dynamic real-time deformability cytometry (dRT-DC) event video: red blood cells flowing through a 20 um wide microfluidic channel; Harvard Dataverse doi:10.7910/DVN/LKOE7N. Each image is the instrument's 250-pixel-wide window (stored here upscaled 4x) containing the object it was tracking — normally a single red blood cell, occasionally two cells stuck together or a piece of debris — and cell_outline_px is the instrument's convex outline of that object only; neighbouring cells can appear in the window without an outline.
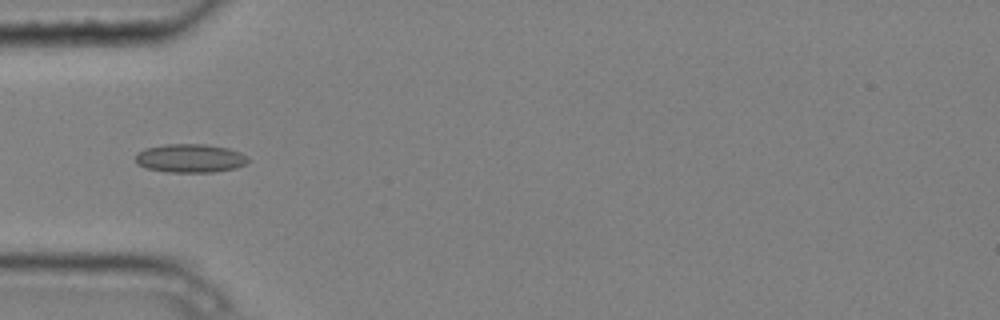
{"species": "common noctule bat (a hibernating species)", "species_latin": "Nyctalus noctula", "temperature_condition": "cold", "stored_images_in_passage": 7, "camera_frame_rate_fps": 3000, "um_per_image_px": 0.085, "animal": {"sex": "male", "body_mass_g": 20.4}, "frame": {"image": 1, "passage_image": 5, "time_ms": 1.333, "image_size_px": [1000, 320], "cell_outline_px": [[248, 164], [236, 168], [212, 172], [168, 172], [148, 168], [136, 164], [136, 152], [144, 148], [164, 144], [204, 144], [228, 148], [240, 152], [248, 156]], "centroid_in_image_um": [16.17, 13.44], "position_along_channel_um": 68.8, "area_um2": 18.9}}
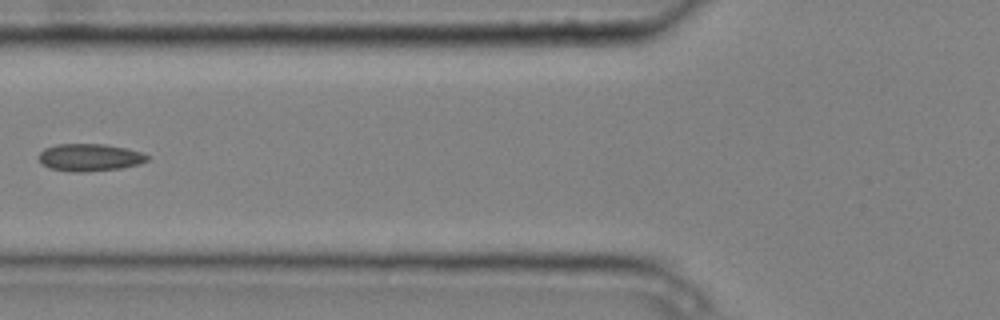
{"frame": {"image": 2, "passage_image": 6, "time_ms": 1.667, "image_size_px": [1000, 320], "cell_outline_px": [[148, 160], [140, 164], [120, 168], [84, 172], [72, 172], [48, 168], [40, 164], [40, 152], [44, 148], [56, 144], [104, 144], [124, 148], [140, 152], [148, 156]], "centroid_in_image_um": [7.58, 13.39], "position_along_channel_um": 118.2, "area_um2": 17.28}}
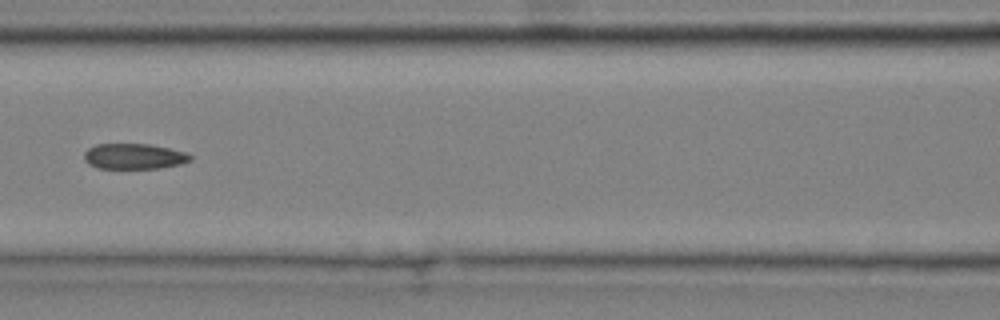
{"frame": {"image": 3, "passage_image": 7, "time_ms": 2.0, "image_size_px": [1000, 320], "cell_outline_px": [[192, 160], [180, 164], [160, 168], [100, 168], [88, 164], [84, 160], [84, 152], [88, 148], [96, 144], [148, 144], [188, 152], [192, 156]], "centroid_in_image_um": [11.4, 13.28], "position_along_channel_um": 155.2, "area_um2": 15.84}}